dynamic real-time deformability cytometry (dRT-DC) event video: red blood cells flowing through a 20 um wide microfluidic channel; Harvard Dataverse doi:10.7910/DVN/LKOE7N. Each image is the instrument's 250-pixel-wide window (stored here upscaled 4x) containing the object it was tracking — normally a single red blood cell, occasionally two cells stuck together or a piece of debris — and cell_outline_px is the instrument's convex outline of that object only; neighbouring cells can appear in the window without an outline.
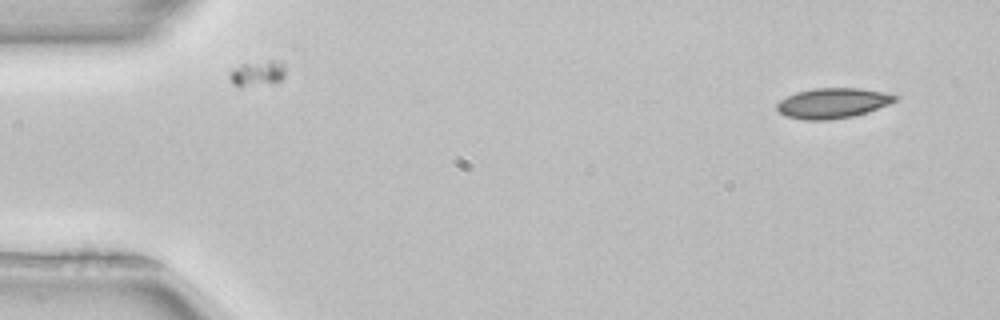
{"species": "common noctule bat (a hibernating species)", "species_latin": "Nyctalus noctula", "temperature_condition": "room temperature", "stored_images_in_passage": 12, "camera_frame_rate_fps": 3000, "um_per_image_px": 0.085, "animal": {"sex": "female", "body_mass_g": 22.7, "forearm_length_mm": 54.2}, "frame": {"image": 1, "passage_image": 1, "time_ms": 0.0, "image_size_px": [1000, 320], "cell_outline_px": [[900, 96], [896, 100], [888, 104], [852, 116], [832, 120], [804, 120], [784, 116], [776, 108], [776, 104], [780, 100], [796, 92], [816, 88], [860, 88], [884, 92]], "centroid_in_image_um": [70.75, 8.76], "position_along_channel_um": 14.3, "area_um2": 20.69}}